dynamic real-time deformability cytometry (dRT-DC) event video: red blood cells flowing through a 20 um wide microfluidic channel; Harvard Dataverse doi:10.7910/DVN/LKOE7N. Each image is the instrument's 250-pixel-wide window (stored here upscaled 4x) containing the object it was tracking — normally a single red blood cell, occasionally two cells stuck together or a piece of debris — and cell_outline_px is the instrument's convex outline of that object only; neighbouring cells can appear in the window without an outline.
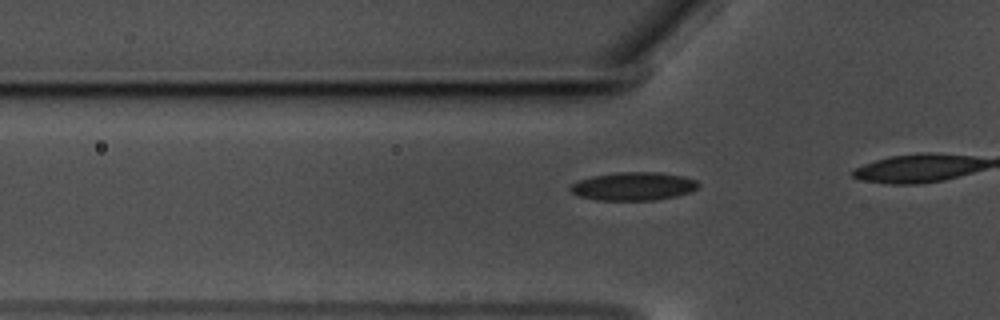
{"species": "common noctule bat (a hibernating species)", "species_latin": "Nyctalus noctula", "temperature_condition": "warm", "stored_images_in_passage": 18, "camera_frame_rate_fps": 3000, "um_per_image_px": 0.085, "animal": {"sex": "male", "body_mass_g": 17.5, "forearm_length_mm": 52.3}, "frame": {"image": 1, "passage_image": 12, "time_ms": 3.667, "image_size_px": [1000, 320], "cell_outline_px": [[700, 188], [676, 196], [652, 200], [596, 200], [580, 196], [572, 192], [568, 188], [572, 184], [580, 180], [592, 176], [616, 172], [660, 172], [684, 176], [696, 180], [700, 184]], "centroid_in_image_um": [53.87, 15.82], "position_along_channel_um": 71.9, "area_um2": 21.1}}